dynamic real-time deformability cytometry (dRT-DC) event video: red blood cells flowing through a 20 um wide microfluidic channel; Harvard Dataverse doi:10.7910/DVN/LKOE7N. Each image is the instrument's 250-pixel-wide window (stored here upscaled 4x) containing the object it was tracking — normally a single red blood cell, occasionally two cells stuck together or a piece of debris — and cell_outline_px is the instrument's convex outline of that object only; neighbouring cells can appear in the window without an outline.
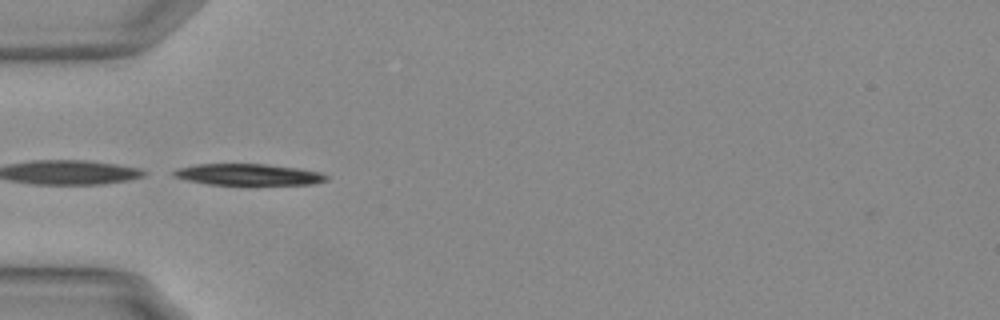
{"species": "Egyptian fruit bat (a non-hibernating species)", "species_latin": "Rousettus aegyptiacus", "temperature_condition": "warm", "stored_images_in_passage": 14, "camera_frame_rate_fps": 3000, "um_per_image_px": 0.085, "animal": {"sex": "female"}, "frame": {"image": 1, "passage_image": 1, "time_ms": 0.0, "image_size_px": [1000, 320], "cell_outline_px": [[328, 180], [312, 184], [208, 184], [188, 180], [172, 176], [172, 172], [176, 168], [196, 164], [264, 164], [296, 168], [320, 172], [328, 176]], "centroid_in_image_um": [21.07, 14.83], "position_along_channel_um": 63.9, "area_um2": 18.79}}
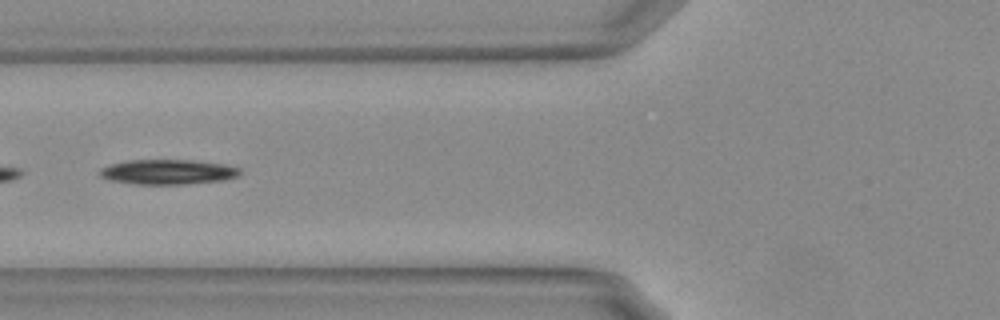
{"frame": {"image": 2, "passage_image": 5, "time_ms": 1.333, "image_size_px": [1000, 320], "cell_outline_px": [[240, 172], [236, 176], [224, 180], [184, 184], [136, 184], [108, 180], [100, 176], [96, 172], [100, 168], [112, 164], [128, 160], [192, 160], [224, 164], [240, 168]], "centroid_in_image_um": [14.21, 14.61], "position_along_channel_um": 111.6, "area_um2": 20.35}}